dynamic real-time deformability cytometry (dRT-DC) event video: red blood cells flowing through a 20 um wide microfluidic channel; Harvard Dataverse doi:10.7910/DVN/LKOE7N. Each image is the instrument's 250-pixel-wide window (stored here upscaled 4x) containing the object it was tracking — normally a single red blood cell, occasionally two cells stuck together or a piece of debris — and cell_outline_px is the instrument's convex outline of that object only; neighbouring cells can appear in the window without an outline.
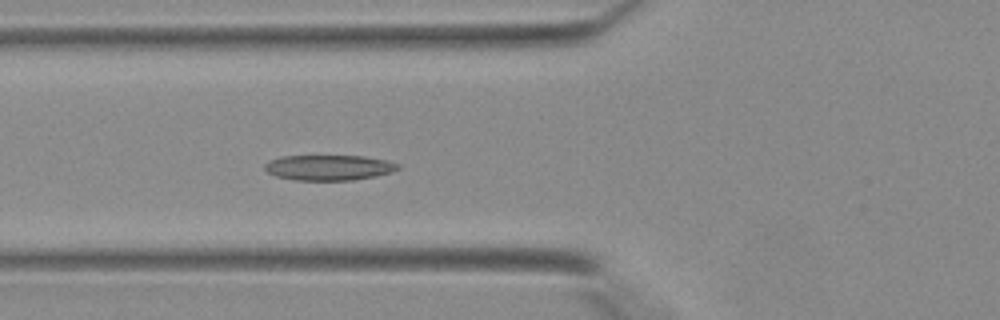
{"species": "Egyptian fruit bat (a non-hibernating species)", "species_latin": "Rousettus aegyptiacus", "temperature_condition": "warm", "stored_images_in_passage": 39, "camera_frame_rate_fps": 3000, "um_per_image_px": 0.085, "animal": {"sex": "female"}, "frame": {"image": 1, "passage_image": 16, "time_ms": 5.0, "image_size_px": [1000, 320], "cell_outline_px": [[400, 168], [392, 172], [376, 176], [352, 180], [296, 180], [276, 176], [268, 172], [264, 168], [264, 164], [268, 160], [280, 156], [364, 156], [388, 160], [400, 164]], "centroid_in_image_um": [27.97, 14.24], "position_along_channel_um": 97.8, "area_um2": 19.83}}
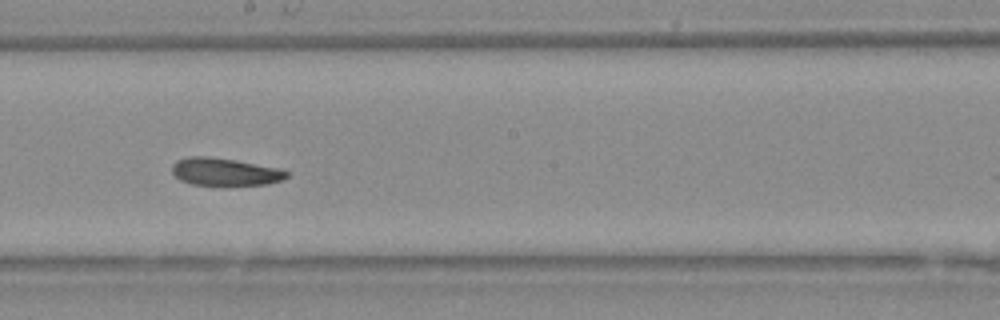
{"frame": {"image": 2, "passage_image": 24, "time_ms": 7.667, "image_size_px": [1000, 320], "cell_outline_px": [[288, 176], [280, 180], [268, 184], [192, 184], [180, 180], [172, 172], [172, 164], [176, 160], [188, 156], [204, 156], [236, 160], [280, 168], [288, 172]], "centroid_in_image_um": [19.09, 14.58], "position_along_channel_um": 229.1, "area_um2": 18.15}}
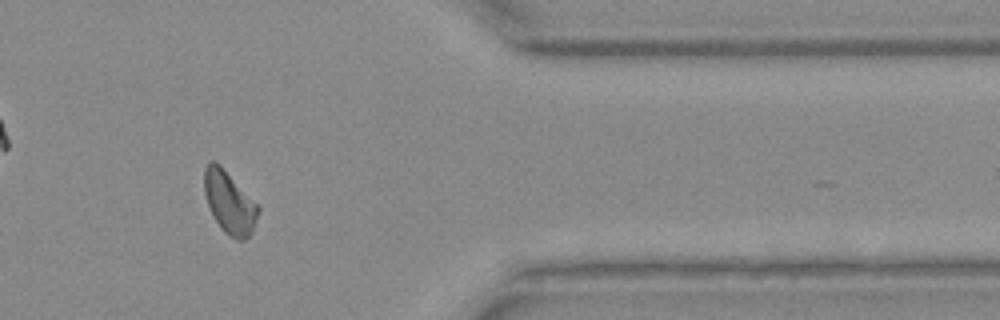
{"frame": {"image": 3, "passage_image": 35, "time_ms": 11.333, "image_size_px": [1000, 320], "cell_outline_px": [[260, 208], [252, 228], [248, 236], [244, 240], [236, 240], [224, 232], [216, 220], [208, 204], [204, 192], [204, 168], [208, 160], [212, 160], [220, 164]], "centroid_in_image_um": [19.46, 17.17], "position_along_channel_um": 391.9, "area_um2": 19.07}}